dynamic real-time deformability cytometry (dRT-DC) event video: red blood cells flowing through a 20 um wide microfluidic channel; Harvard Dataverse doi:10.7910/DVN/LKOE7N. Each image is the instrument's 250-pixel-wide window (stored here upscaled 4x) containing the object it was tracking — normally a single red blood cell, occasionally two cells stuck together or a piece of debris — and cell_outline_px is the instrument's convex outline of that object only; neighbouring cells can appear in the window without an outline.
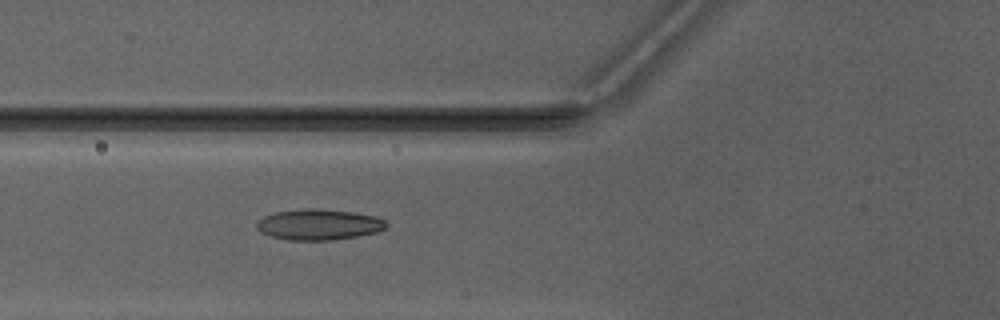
{"species": "Egyptian fruit bat (a non-hibernating species)", "species_latin": "Rousettus aegyptiacus", "temperature_condition": "warm", "stored_images_in_passage": 2, "camera_frame_rate_fps": 3000, "um_per_image_px": 0.085, "animal": {"sex": "male"}, "frame": {"image": 1, "passage_image": 2, "time_ms": 1.0, "image_size_px": [1000, 320], "cell_outline_px": [[388, 228], [376, 232], [356, 236], [332, 240], [288, 240], [268, 236], [260, 232], [256, 228], [256, 220], [264, 216], [276, 212], [304, 208], [316, 208], [352, 212], [376, 216], [384, 220], [388, 224]], "centroid_in_image_um": [27.07, 19.08], "position_along_channel_um": 98.7, "area_um2": 23.47}}